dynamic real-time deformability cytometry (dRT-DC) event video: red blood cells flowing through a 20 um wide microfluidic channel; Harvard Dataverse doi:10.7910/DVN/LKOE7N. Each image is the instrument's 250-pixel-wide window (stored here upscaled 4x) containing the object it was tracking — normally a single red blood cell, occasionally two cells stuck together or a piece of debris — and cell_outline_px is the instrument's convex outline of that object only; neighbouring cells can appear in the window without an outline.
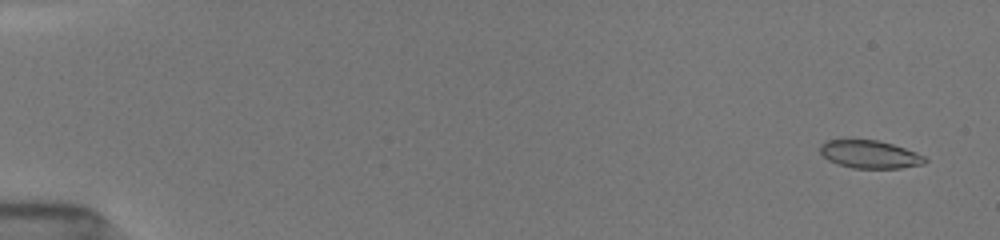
{"species": "common noctule bat (a hibernating species)", "species_latin": "Nyctalus noctula", "temperature_condition": "room temperature", "stored_images_in_passage": 40, "camera_frame_rate_fps": 3000, "um_per_image_px": 0.085, "animal": {"sex": "female", "body_mass_g": 19.5, "forearm_length_mm": 54.1}, "frame": {"image": 1, "passage_image": 2, "time_ms": 0.667, "image_size_px": [1000, 240], "cell_outline_px": [[928, 160], [924, 164], [900, 168], [852, 168], [828, 160], [820, 152], [820, 144], [828, 140], [876, 140], [892, 144], [904, 148], [924, 156]], "centroid_in_image_um": [73.93, 13.12], "position_along_channel_um": 11.1, "area_um2": 16.82}}
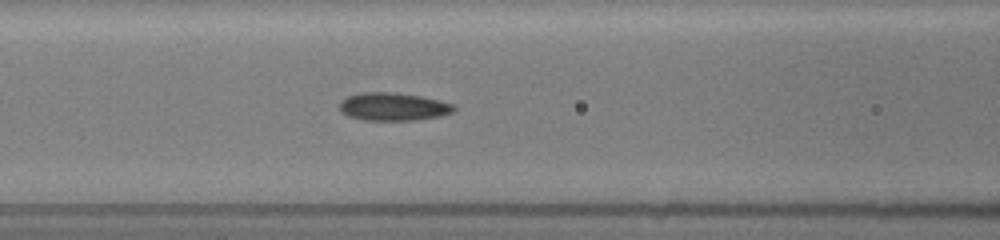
{"frame": {"image": 2, "passage_image": 23, "time_ms": 7.667, "image_size_px": [1000, 240], "cell_outline_px": [[456, 108], [452, 112], [440, 116], [416, 120], [364, 120], [348, 116], [340, 108], [340, 100], [348, 96], [360, 92], [392, 92], [420, 96], [440, 100], [452, 104]], "centroid_in_image_um": [33.42, 9.06], "position_along_channel_um": 133.2, "area_um2": 18.55}}
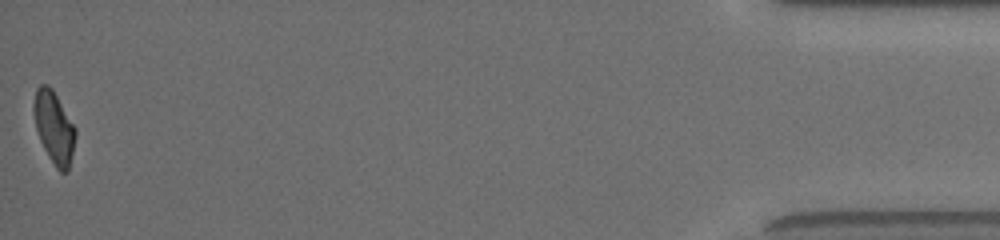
{"frame": {"image": 3, "passage_image": 40, "time_ms": 17.333, "image_size_px": [1000, 240], "cell_outline_px": [[76, 136], [68, 172], [60, 172], [56, 168], [48, 156], [40, 140], [36, 128], [32, 108], [32, 104], [36, 88], [40, 84], [48, 84], [52, 88], [76, 128]], "centroid_in_image_um": [4.58, 10.8], "position_along_channel_um": 430.6, "area_um2": 17.63}, "authors_computed_cell_mechanics": {"area_um2": 17.8313, "velocity_mm_per_s": 3.9686, "shape_relaxation_time_tau1_ms": 9.3961, "shape_relaxation_time_tau2_ms": 2.5176, "deformation_change_tau1": 0.1925, "deformation_change_tau2": 0.0909}}